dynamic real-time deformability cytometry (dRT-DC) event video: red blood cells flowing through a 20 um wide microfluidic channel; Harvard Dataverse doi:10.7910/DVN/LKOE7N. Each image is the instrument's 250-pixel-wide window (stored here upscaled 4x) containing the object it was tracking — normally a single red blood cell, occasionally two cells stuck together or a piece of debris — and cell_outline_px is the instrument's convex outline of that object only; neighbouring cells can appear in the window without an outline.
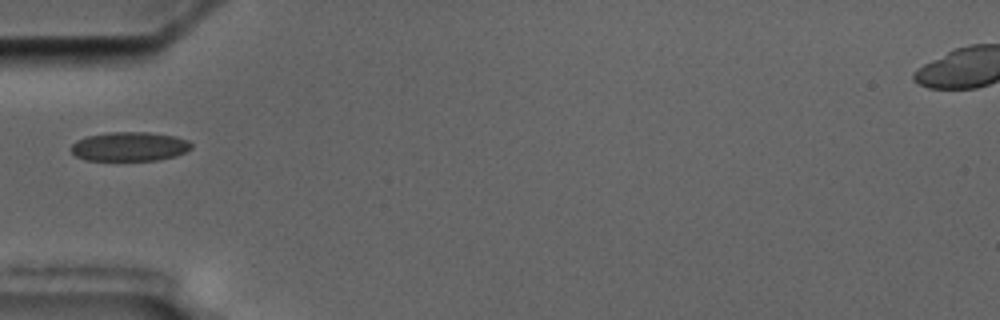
{"species": "common noctule bat (a hibernating species)", "species_latin": "Nyctalus noctula", "temperature_condition": "cold", "stored_images_in_passage": 5, "camera_frame_rate_fps": 3000, "um_per_image_px": 0.085, "animal": {"sex": "male", "body_mass_g": 17.5, "forearm_length_mm": 52.3}, "frame": {"image": 1, "passage_image": 5, "time_ms": 6.0, "image_size_px": [1000, 320], "cell_outline_px": [[192, 148], [176, 156], [156, 160], [84, 160], [76, 156], [68, 148], [76, 140], [88, 136], [108, 132], [148, 132], [176, 136], [188, 140], [192, 144]], "centroid_in_image_um": [11.0, 12.45], "position_along_channel_um": 74.0, "area_um2": 20.58}}